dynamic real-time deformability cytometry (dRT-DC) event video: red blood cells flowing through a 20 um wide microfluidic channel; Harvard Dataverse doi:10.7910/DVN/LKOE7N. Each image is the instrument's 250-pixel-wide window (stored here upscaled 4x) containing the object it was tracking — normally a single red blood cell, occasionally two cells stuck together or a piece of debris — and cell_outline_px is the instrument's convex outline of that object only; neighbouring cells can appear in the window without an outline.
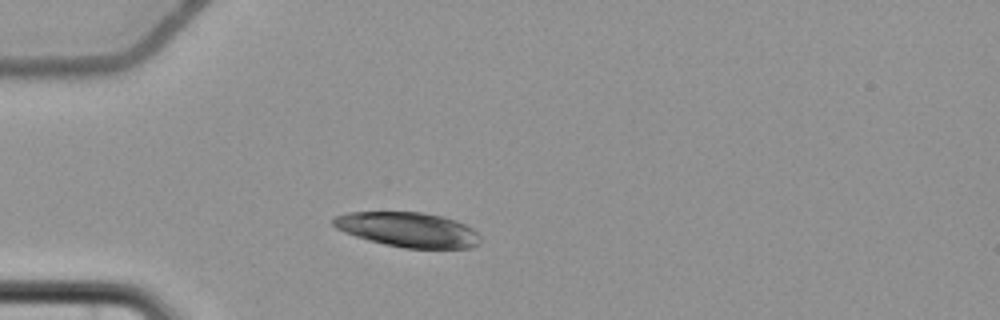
{"species": "common noctule bat (a hibernating species)", "species_latin": "Nyctalus noctula", "temperature_condition": "cold", "stored_images_in_passage": 4, "camera_frame_rate_fps": 3000, "um_per_image_px": 0.085, "animal": {"sex": "female", "body_mass_g": 22.7, "forearm_length_mm": 54.2}, "frame": {"image": 1, "passage_image": 2, "time_ms": 1.333, "image_size_px": [1000, 320], "cell_outline_px": [[480, 244], [472, 248], [404, 248], [384, 244], [368, 240], [344, 232], [336, 228], [332, 224], [332, 220], [336, 216], [348, 212], [424, 212], [456, 220], [472, 228], [480, 236]], "centroid_in_image_um": [34.69, 19.52], "position_along_channel_um": 50.3, "area_um2": 29.82}}
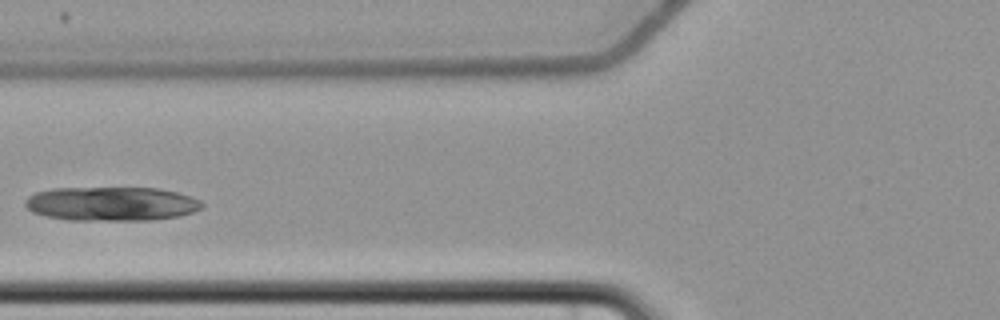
{"frame": {"image": 2, "passage_image": 4, "time_ms": 3.667, "image_size_px": [1000, 320], "cell_outline_px": [[204, 204], [200, 208], [192, 212], [180, 216], [148, 220], [68, 220], [44, 216], [32, 212], [24, 204], [24, 200], [28, 196], [36, 192], [52, 188], [160, 188], [176, 192], [200, 200]], "centroid_in_image_um": [9.43, 17.32], "position_along_channel_um": 116.4, "area_um2": 35.2}}